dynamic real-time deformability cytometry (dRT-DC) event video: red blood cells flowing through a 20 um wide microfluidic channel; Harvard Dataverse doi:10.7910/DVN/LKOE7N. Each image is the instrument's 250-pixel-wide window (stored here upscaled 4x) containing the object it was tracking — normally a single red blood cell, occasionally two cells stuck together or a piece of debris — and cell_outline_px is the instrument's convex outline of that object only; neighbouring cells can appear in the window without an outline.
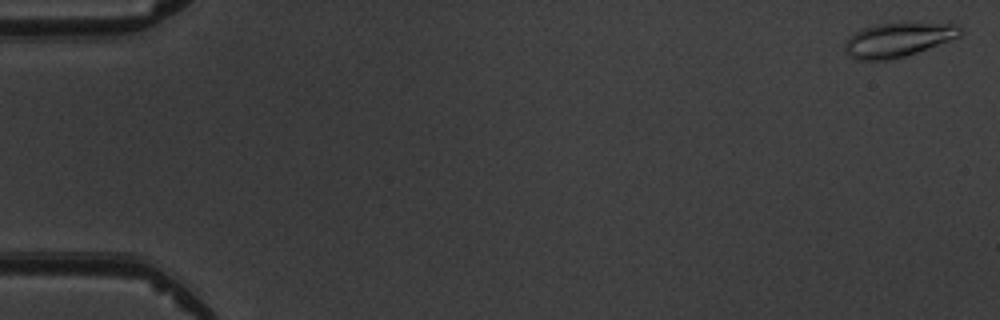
{"species": "common noctule bat (a hibernating species)", "species_latin": "Nyctalus noctula", "temperature_condition": "warm", "stored_images_in_passage": 6, "camera_frame_rate_fps": 3000, "um_per_image_px": 0.085, "animal": {"sex": "male", "body_mass_g": 19.5, "forearm_length_mm": 54.6}, "frame": {"image": 1, "passage_image": 1, "time_ms": 0.0, "image_size_px": [1000, 320], "cell_outline_px": [[960, 36], [916, 52], [904, 56], [888, 60], [856, 60], [848, 56], [844, 52], [844, 44], [856, 32], [864, 28], [876, 24], [904, 20], [956, 24], [960, 28]], "centroid_in_image_um": [76.32, 3.34], "position_along_channel_um": 8.7, "area_um2": 23.41}}
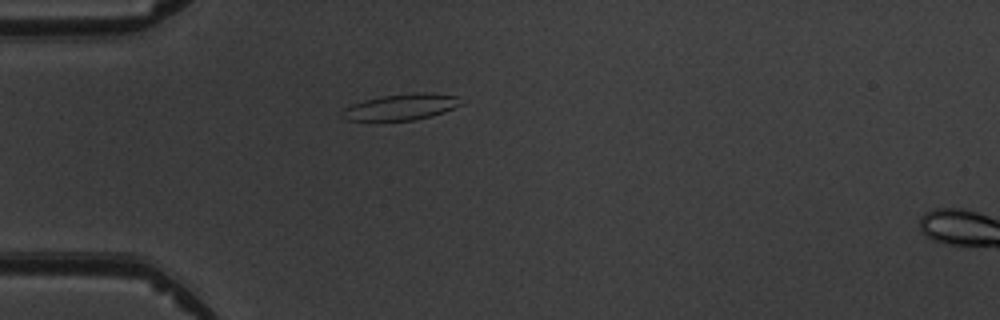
{"frame": {"image": 2, "passage_image": 5, "time_ms": 4.667, "image_size_px": [1000, 320], "cell_outline_px": [[464, 104], [444, 112], [432, 116], [412, 120], [348, 120], [340, 116], [340, 112], [344, 108], [352, 104], [364, 100], [384, 96], [412, 92], [432, 92], [456, 96]], "centroid_in_image_um": [34.11, 9.08], "position_along_channel_um": 50.9, "area_um2": 18.15}}